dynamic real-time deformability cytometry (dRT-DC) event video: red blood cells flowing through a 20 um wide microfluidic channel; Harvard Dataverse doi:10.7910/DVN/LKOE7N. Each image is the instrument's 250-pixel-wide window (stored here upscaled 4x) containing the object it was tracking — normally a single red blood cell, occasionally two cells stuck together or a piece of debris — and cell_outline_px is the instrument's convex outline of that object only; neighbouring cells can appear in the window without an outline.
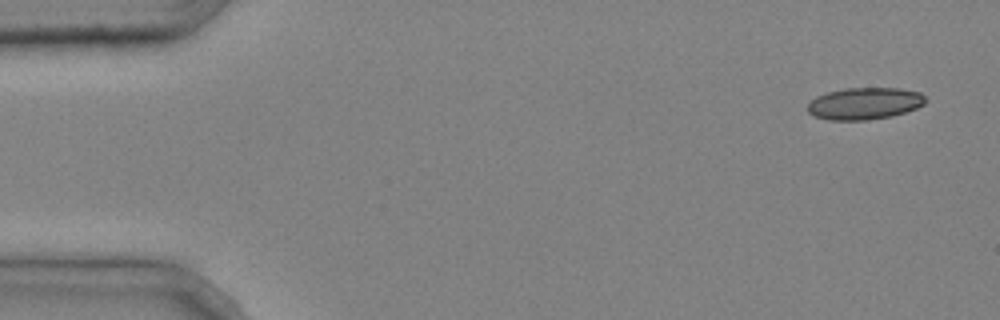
{"species": "common noctule bat (a hibernating species)", "species_latin": "Nyctalus noctula", "temperature_condition": "cold", "stored_images_in_passage": 3, "camera_frame_rate_fps": 3000, "um_per_image_px": 0.085, "animal": {"sex": "male", "body_mass_g": 20.4}, "frame": {"image": 1, "passage_image": 1, "time_ms": 0.0, "image_size_px": [1000, 320], "cell_outline_px": [[928, 100], [924, 104], [916, 108], [892, 116], [868, 120], [828, 120], [812, 116], [808, 112], [808, 104], [816, 96], [828, 92], [844, 88], [900, 88], [920, 92]], "centroid_in_image_um": [73.48, 8.8], "position_along_channel_um": 11.5, "area_um2": 22.08}}
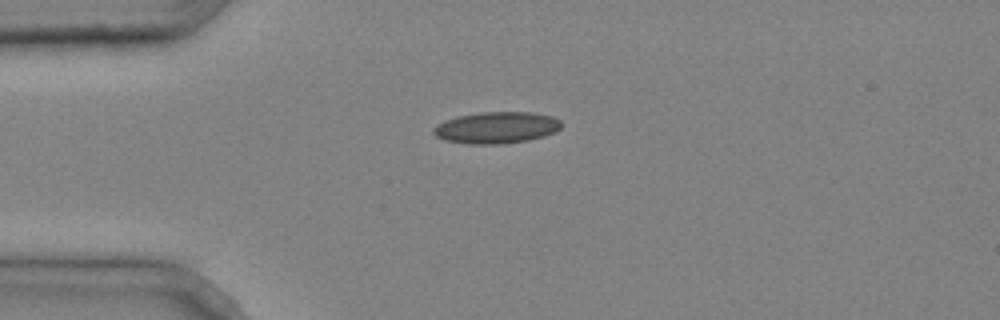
{"frame": {"image": 2, "passage_image": 3, "time_ms": 0.667, "image_size_px": [1000, 320], "cell_outline_px": [[560, 128], [556, 132], [544, 136], [528, 140], [500, 144], [468, 144], [444, 140], [436, 136], [432, 132], [432, 128], [436, 124], [460, 116], [480, 112], [532, 112], [552, 116], [560, 120]], "centroid_in_image_um": [42.2, 10.85], "position_along_channel_um": 42.8, "area_um2": 23.52}}